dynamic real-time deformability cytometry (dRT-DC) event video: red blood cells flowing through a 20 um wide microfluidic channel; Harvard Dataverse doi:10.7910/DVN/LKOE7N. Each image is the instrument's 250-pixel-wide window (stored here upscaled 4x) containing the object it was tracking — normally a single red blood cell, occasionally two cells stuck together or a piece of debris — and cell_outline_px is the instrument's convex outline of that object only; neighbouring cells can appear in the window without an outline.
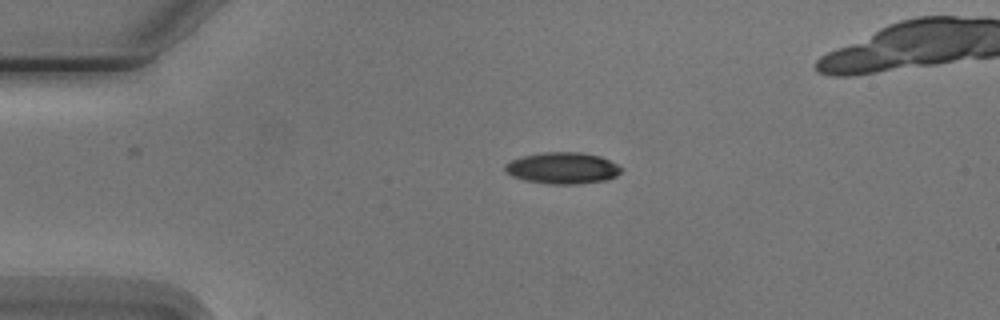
{"species": "Egyptian fruit bat (a non-hibernating species)", "species_latin": "Rousettus aegyptiacus", "temperature_condition": "cold", "stored_images_in_passage": 3, "camera_frame_rate_fps": 3000, "um_per_image_px": 0.085, "animal": {"sex": "male"}, "frame": {"image": 1, "passage_image": 1, "time_ms": 0.0, "image_size_px": [1000, 320], "cell_outline_px": [[624, 168], [616, 176], [604, 180], [576, 184], [548, 184], [524, 180], [512, 176], [504, 172], [504, 164], [520, 156], [544, 152], [580, 152], [600, 156]], "centroid_in_image_um": [47.77, 14.28], "position_along_channel_um": 37.2, "area_um2": 21.39}}